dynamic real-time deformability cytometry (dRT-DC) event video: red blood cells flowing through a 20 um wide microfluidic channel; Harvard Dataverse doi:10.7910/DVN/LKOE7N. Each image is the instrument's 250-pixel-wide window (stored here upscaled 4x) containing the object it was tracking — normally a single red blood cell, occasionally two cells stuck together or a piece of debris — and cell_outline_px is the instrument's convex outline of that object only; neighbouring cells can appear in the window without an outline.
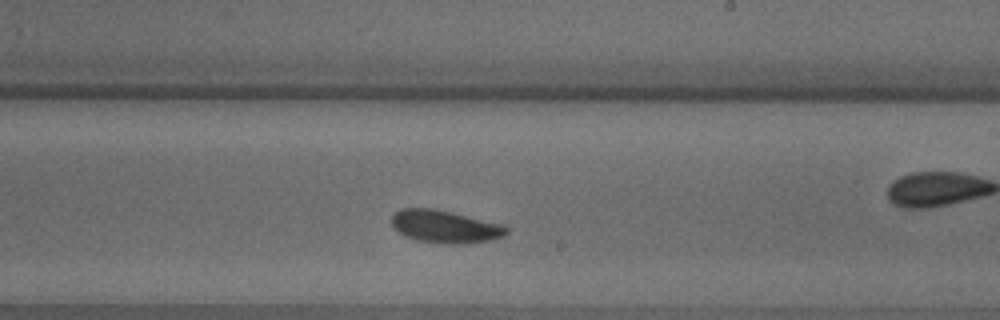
{"species": "common noctule bat (a hibernating species)", "species_latin": "Nyctalus noctula", "temperature_condition": "warm", "stored_images_in_passage": 20, "camera_frame_rate_fps": 3000, "um_per_image_px": 0.085, "animal": {"sex": "male", "body_mass_g": 18.8}, "frame": {"image": 1, "passage_image": 12, "time_ms": 3.667, "image_size_px": [1000, 320], "cell_outline_px": [[508, 232], [504, 236], [492, 240], [460, 244], [436, 244], [416, 240], [404, 236], [392, 228], [392, 216], [400, 208], [432, 208], [504, 224], [508, 228]], "centroid_in_image_um": [37.81, 19.27], "position_along_channel_um": 251.2, "area_um2": 22.14}}